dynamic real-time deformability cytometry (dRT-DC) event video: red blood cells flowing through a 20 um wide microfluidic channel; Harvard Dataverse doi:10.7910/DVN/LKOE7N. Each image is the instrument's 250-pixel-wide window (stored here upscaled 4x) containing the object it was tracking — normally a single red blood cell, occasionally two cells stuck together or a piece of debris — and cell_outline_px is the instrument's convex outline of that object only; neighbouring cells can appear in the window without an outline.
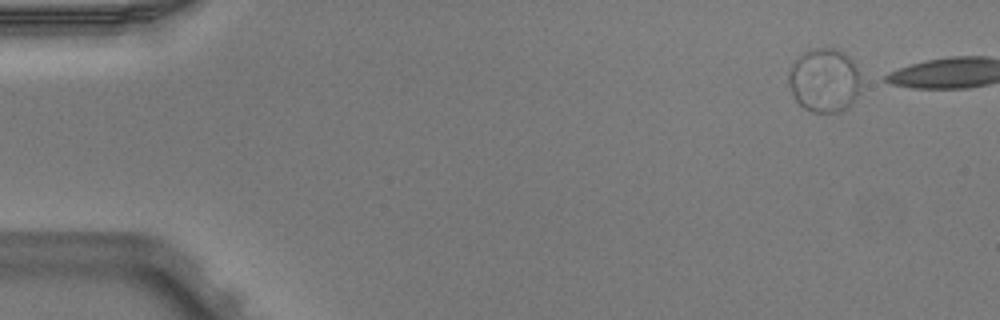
{"species": "Egyptian fruit bat (a non-hibernating species)", "species_latin": "Rousettus aegyptiacus", "temperature_condition": "warm", "stored_images_in_passage": 2, "camera_frame_rate_fps": 3000, "um_per_image_px": 0.085, "animal": {"sex": "male"}, "frame": {"image": 1, "passage_image": 1, "time_ms": 0.0, "image_size_px": [1000, 320], "cell_outline_px": [[860, 84], [856, 96], [848, 108], [840, 112], [812, 112], [804, 108], [796, 100], [788, 84], [788, 72], [792, 64], [800, 56], [816, 48], [836, 48], [848, 56], [856, 68], [860, 80]], "centroid_in_image_um": [70.05, 6.85], "position_along_channel_um": 15.0, "area_um2": 26.59}}